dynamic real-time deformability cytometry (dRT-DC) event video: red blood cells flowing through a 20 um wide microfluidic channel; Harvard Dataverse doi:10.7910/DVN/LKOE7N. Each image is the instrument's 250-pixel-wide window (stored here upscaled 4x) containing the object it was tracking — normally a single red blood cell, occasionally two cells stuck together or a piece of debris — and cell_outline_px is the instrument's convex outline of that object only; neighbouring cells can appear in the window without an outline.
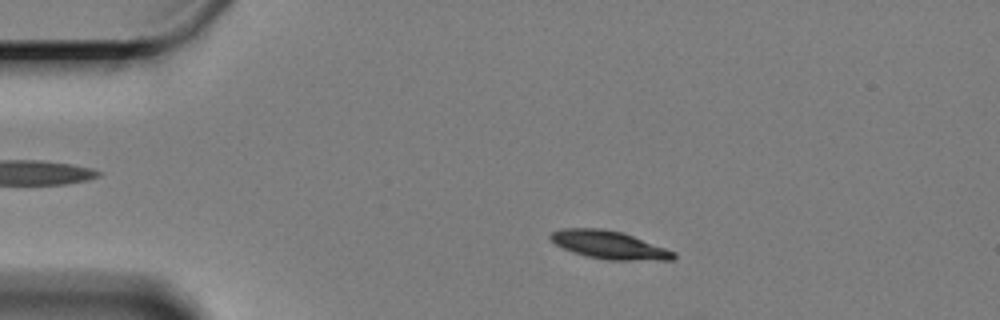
{"species": "Egyptian fruit bat (a non-hibernating species)", "species_latin": "Rousettus aegyptiacus", "temperature_condition": "cold", "stored_images_in_passage": 58, "camera_frame_rate_fps": 3000, "um_per_image_px": 0.085, "animal": {"sex": "female"}, "frame": {"image": 1, "passage_image": 9, "time_ms": 2.667, "image_size_px": [1000, 320], "cell_outline_px": [[676, 256], [672, 260], [608, 260], [584, 256], [572, 252], [556, 244], [548, 236], [552, 232], [560, 228], [604, 228], [620, 232], [632, 236], [676, 252]], "centroid_in_image_um": [51.75, 20.82], "position_along_channel_um": 33.3, "area_um2": 20.0}}
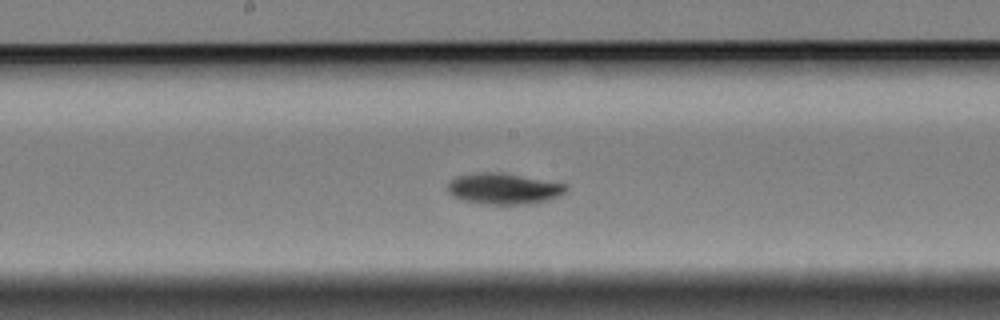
{"frame": {"image": 2, "passage_image": 29, "time_ms": 9.333, "image_size_px": [1000, 320], "cell_outline_px": [[568, 192], [560, 196], [548, 200], [528, 204], [484, 204], [464, 200], [452, 196], [448, 192], [448, 184], [456, 176], [484, 172], [500, 172], [568, 184]], "centroid_in_image_um": [42.87, 16.04], "position_along_channel_um": 205.3, "area_um2": 21.44}}
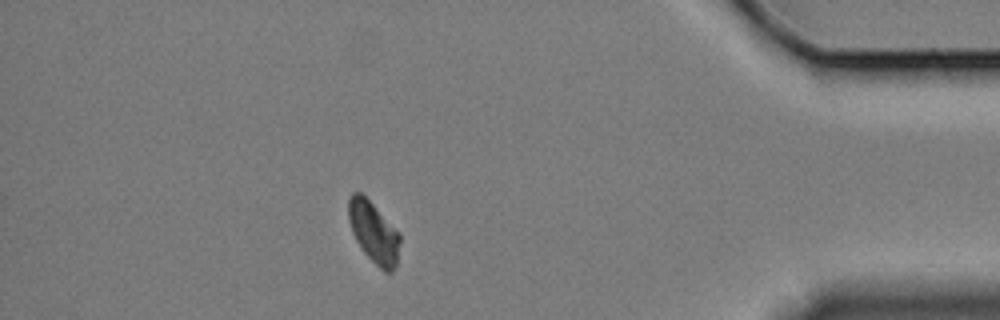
{"frame": {"image": 3, "passage_image": 51, "time_ms": 16.667, "image_size_px": [1000, 320], "cell_outline_px": [[400, 240], [396, 264], [392, 272], [384, 272], [364, 252], [356, 240], [352, 232], [348, 220], [348, 200], [352, 192], [360, 192], [400, 232]], "centroid_in_image_um": [31.75, 19.74], "position_along_channel_um": 403.4, "area_um2": 18.15}, "authors_computed_cell_mechanics": {"area_um2": 19.8832, "velocity_mm_per_s": 3.2599, "shape_relaxation_time_tau1_ms": 2.5658, "shape_relaxation_time_tau2_ms": null, "deformation_change_tau1": 0.1181, "deformation_change_tau2": null}}